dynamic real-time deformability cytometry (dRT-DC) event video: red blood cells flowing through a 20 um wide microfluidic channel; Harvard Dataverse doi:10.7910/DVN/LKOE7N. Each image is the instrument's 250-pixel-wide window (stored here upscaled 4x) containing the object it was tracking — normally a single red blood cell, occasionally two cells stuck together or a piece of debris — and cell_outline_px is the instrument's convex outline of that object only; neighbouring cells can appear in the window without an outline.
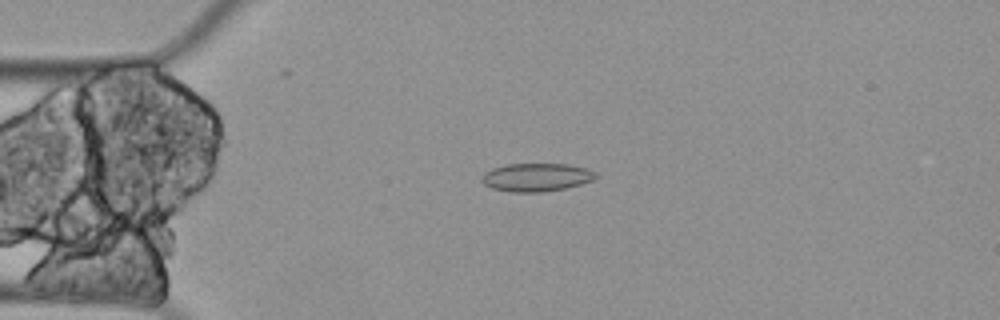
{"species": "Egyptian fruit bat (a non-hibernating species)", "species_latin": "Rousettus aegyptiacus", "temperature_condition": "cold", "stored_images_in_passage": 4, "camera_frame_rate_fps": 3000, "um_per_image_px": 0.085, "animal": {"sex": "female"}, "frame": {"image": 1, "passage_image": 4, "time_ms": 1.0, "image_size_px": [1000, 320], "cell_outline_px": [[596, 176], [592, 180], [580, 184], [564, 188], [544, 192], [508, 192], [492, 188], [484, 184], [480, 180], [480, 176], [484, 172], [492, 168], [508, 164], [568, 164], [588, 168], [596, 172]], "centroid_in_image_um": [45.55, 15.07], "position_along_channel_um": 39.4, "area_um2": 18.84}}